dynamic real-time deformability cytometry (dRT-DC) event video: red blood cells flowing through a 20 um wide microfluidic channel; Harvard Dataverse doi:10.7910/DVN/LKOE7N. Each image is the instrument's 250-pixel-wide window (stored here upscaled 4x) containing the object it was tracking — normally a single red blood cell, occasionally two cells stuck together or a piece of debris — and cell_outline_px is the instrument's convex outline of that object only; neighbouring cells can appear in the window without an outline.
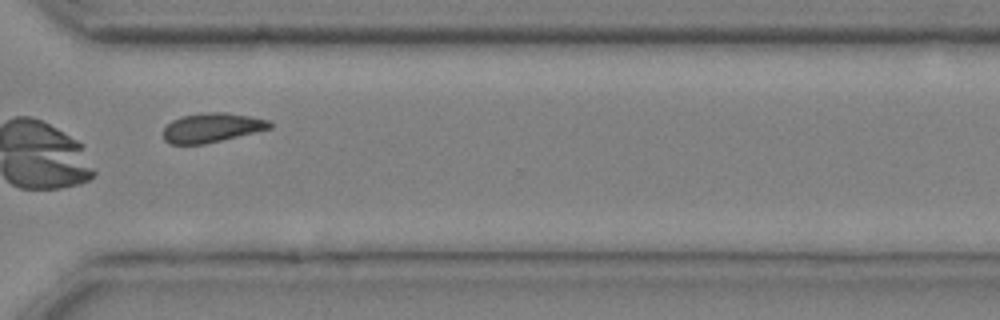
{"species": "common noctule bat (a hibernating species)", "species_latin": "Nyctalus noctula", "temperature_condition": "cold", "stored_images_in_passage": 11, "camera_frame_rate_fps": 3000, "um_per_image_px": 0.085, "animal": {"sex": "male", "body_mass_g": 20.4}, "frame": {"image": 1, "passage_image": 10, "time_ms": 3.0, "image_size_px": [1000, 320], "cell_outline_px": [[272, 128], [204, 144], [168, 144], [164, 140], [164, 128], [172, 120], [180, 116], [204, 112], [224, 112], [252, 116], [268, 120], [272, 124]], "centroid_in_image_um": [17.99, 10.84], "position_along_channel_um": 352.6, "area_um2": 18.21}}